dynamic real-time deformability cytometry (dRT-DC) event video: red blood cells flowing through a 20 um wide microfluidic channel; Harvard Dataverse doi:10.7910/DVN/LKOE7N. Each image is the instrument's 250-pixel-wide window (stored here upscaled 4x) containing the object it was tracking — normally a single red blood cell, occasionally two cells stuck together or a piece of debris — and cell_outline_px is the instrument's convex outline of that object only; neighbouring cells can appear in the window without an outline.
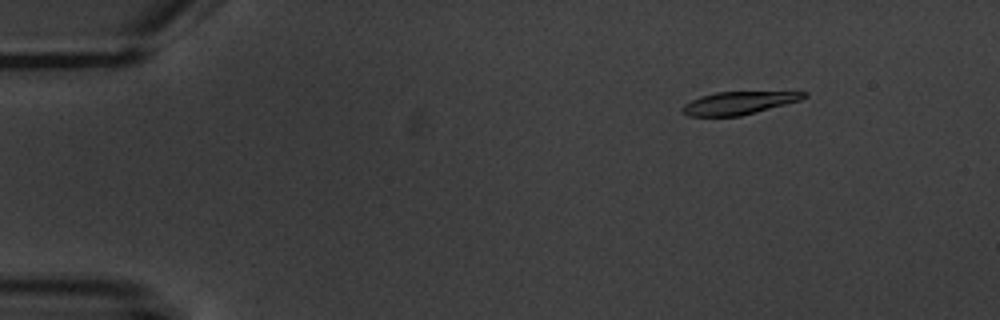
{"species": "common noctule bat (a hibernating species)", "species_latin": "Nyctalus noctula", "temperature_condition": "warm", "stored_images_in_passage": 6, "camera_frame_rate_fps": 3000, "um_per_image_px": 0.085, "animal": {"sex": "male", "body_mass_g": 20.1, "forearm_length_mm": 53.5}, "frame": {"image": 1, "passage_image": 3, "time_ms": 2.333, "image_size_px": [1000, 320], "cell_outline_px": [[808, 96], [800, 100], [756, 112], [740, 116], [688, 116], [680, 112], [680, 108], [684, 104], [700, 96], [716, 92], [808, 92]], "centroid_in_image_um": [62.73, 8.76], "position_along_channel_um": 22.3, "area_um2": 16.07}}
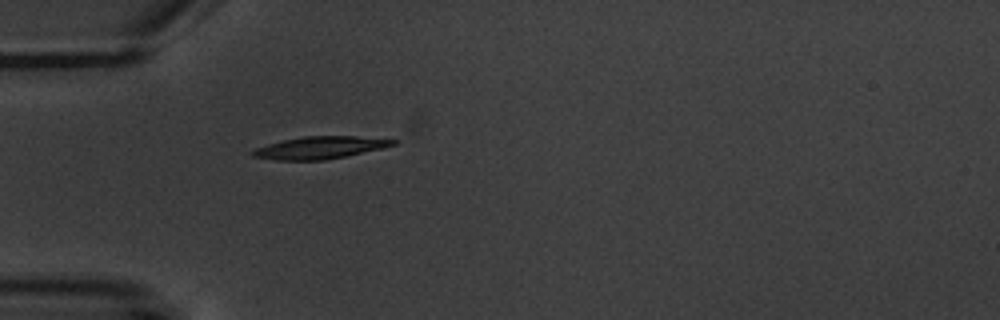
{"frame": {"image": 2, "passage_image": 6, "time_ms": 5.667, "image_size_px": [1000, 320], "cell_outline_px": [[396, 144], [380, 148], [344, 156], [324, 160], [276, 160], [252, 156], [248, 152], [256, 148], [268, 144], [284, 140], [304, 136], [356, 136], [396, 140]], "centroid_in_image_um": [27.13, 12.55], "position_along_channel_um": 57.9, "area_um2": 17.92}}